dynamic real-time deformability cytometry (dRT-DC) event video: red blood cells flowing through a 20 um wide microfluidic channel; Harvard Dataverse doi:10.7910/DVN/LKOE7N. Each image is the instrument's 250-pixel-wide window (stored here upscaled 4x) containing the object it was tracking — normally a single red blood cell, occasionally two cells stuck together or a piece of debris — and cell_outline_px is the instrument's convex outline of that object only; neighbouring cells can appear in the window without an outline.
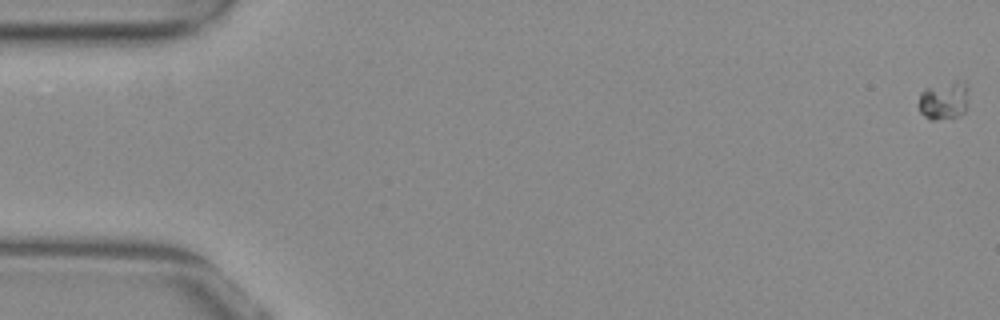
{"species": "common noctule bat (a hibernating species)", "species_latin": "Nyctalus noctula", "temperature_condition": "warm", "stored_images_in_passage": 12, "camera_frame_rate_fps": 3000, "um_per_image_px": 0.085, "animal": {"sex": "female", "body_mass_g": 29.2, "forearm_length_mm": 56.3}, "frame": {"image": 1, "passage_image": 1, "time_ms": 0.0, "image_size_px": [1000, 320], "cell_outline_px": [[968, 108], [960, 116], [936, 120], [928, 120], [920, 112], [916, 104], [920, 92], [924, 88], [956, 80], [964, 80], [968, 84]], "centroid_in_image_um": [80.23, 8.53], "position_along_channel_um": 4.8, "area_um2": 11.85}}